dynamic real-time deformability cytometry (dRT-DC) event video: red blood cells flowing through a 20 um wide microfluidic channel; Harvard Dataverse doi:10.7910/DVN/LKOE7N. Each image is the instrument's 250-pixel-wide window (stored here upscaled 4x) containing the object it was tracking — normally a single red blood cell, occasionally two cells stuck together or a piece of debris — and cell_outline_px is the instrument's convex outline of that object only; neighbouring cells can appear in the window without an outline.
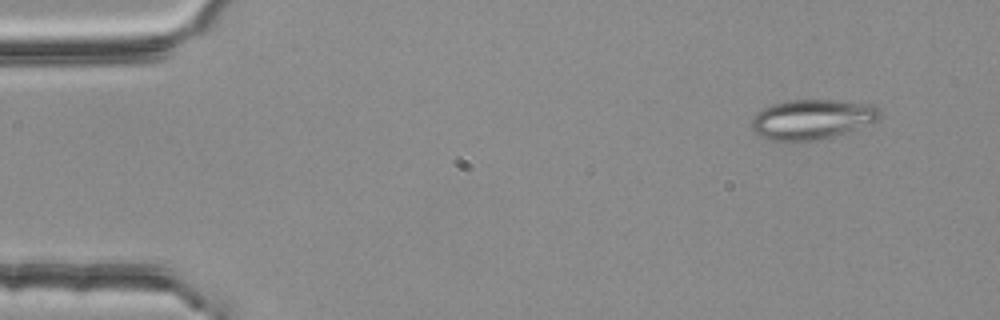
{"species": "common noctule bat (a hibernating species)", "species_latin": "Nyctalus noctula", "temperature_condition": "room temperature", "stored_images_in_passage": 4, "camera_frame_rate_fps": 3000, "um_per_image_px": 0.085, "animal": {"sex": "female", "body_mass_g": 25.1}, "frame": {"image": 1, "passage_image": 1, "time_ms": 0.0, "image_size_px": [1000, 320], "cell_outline_px": [[880, 116], [876, 120], [856, 128], [820, 140], [788, 144], [772, 140], [760, 136], [752, 128], [752, 120], [756, 112], [772, 104], [784, 100], [836, 100], [876, 104], [880, 108]], "centroid_in_image_um": [68.99, 10.15], "position_along_channel_um": 16.0, "area_um2": 30.23}}